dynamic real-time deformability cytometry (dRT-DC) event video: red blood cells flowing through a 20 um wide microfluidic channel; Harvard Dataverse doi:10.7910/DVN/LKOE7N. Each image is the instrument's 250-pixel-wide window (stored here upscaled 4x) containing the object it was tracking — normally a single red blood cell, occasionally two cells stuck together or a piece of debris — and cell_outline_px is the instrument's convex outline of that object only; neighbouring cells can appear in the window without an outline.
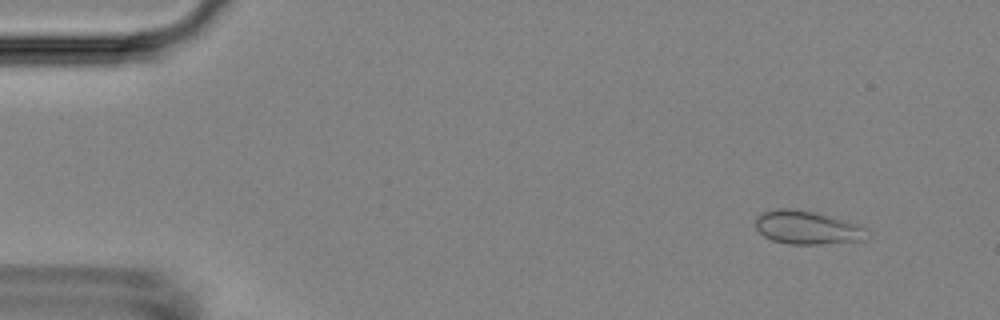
{"species": "Egyptian fruit bat (a non-hibernating species)", "species_latin": "Rousettus aegyptiacus", "temperature_condition": "room temperature", "stored_images_in_passage": 29, "camera_frame_rate_fps": 3000, "um_per_image_px": 0.085, "animal": {"sex": "female"}, "frame": {"image": 1, "passage_image": 5, "time_ms": 1.333, "image_size_px": [1000, 320], "cell_outline_px": [[868, 240], [820, 244], [788, 244], [772, 240], [764, 236], [756, 228], [756, 216], [764, 212], [776, 208], [792, 208], [812, 212], [860, 224], [868, 228]], "centroid_in_image_um": [68.65, 19.35], "position_along_channel_um": 16.3, "area_um2": 21.85}}
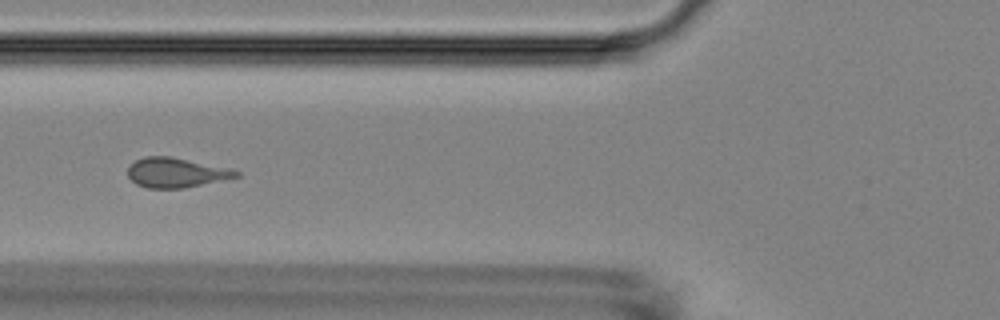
{"frame": {"image": 2, "passage_image": 21, "time_ms": 6.667, "image_size_px": [1000, 320], "cell_outline_px": [[240, 176], [184, 188], [148, 188], [136, 184], [128, 176], [128, 168], [136, 160], [144, 156], [172, 156], [232, 168], [240, 172]], "centroid_in_image_um": [14.99, 14.66], "position_along_channel_um": 110.8, "area_um2": 18.84}}
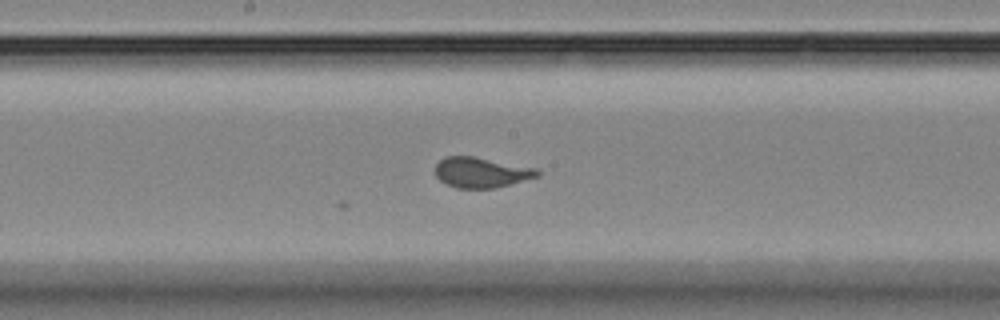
{"frame": {"image": 3, "passage_image": 29, "time_ms": 9.333, "image_size_px": [1000, 320], "cell_outline_px": [[540, 176], [492, 188], [456, 188], [444, 184], [436, 176], [436, 164], [444, 156], [472, 156], [536, 168], [540, 172]], "centroid_in_image_um": [40.87, 14.65], "position_along_channel_um": 207.3, "area_um2": 17.92}}